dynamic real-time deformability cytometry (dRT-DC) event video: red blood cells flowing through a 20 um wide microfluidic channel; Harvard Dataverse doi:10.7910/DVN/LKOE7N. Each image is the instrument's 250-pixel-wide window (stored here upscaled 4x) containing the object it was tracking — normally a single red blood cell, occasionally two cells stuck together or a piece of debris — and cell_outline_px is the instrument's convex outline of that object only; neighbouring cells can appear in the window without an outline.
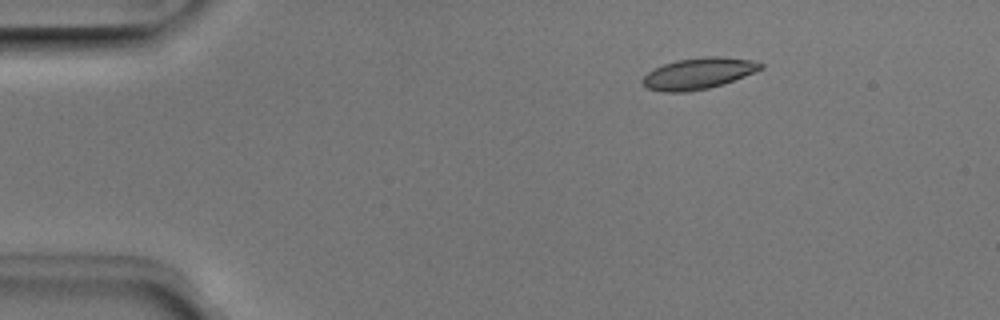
{"species": "Egyptian fruit bat (a non-hibernating species)", "species_latin": "Rousettus aegyptiacus", "temperature_condition": "room temperature", "stored_images_in_passage": 3, "camera_frame_rate_fps": 3000, "um_per_image_px": 0.085, "animal": {"sex": "male"}, "frame": {"image": 1, "passage_image": 2, "time_ms": 0.333, "image_size_px": [1000, 320], "cell_outline_px": [[764, 68], [756, 72], [724, 84], [708, 88], [688, 92], [660, 92], [648, 88], [640, 84], [640, 80], [648, 72], [664, 64], [676, 60], [708, 56], [720, 56], [752, 60], [764, 64]], "centroid_in_image_um": [59.37, 6.25], "position_along_channel_um": 25.6, "area_um2": 21.73}}